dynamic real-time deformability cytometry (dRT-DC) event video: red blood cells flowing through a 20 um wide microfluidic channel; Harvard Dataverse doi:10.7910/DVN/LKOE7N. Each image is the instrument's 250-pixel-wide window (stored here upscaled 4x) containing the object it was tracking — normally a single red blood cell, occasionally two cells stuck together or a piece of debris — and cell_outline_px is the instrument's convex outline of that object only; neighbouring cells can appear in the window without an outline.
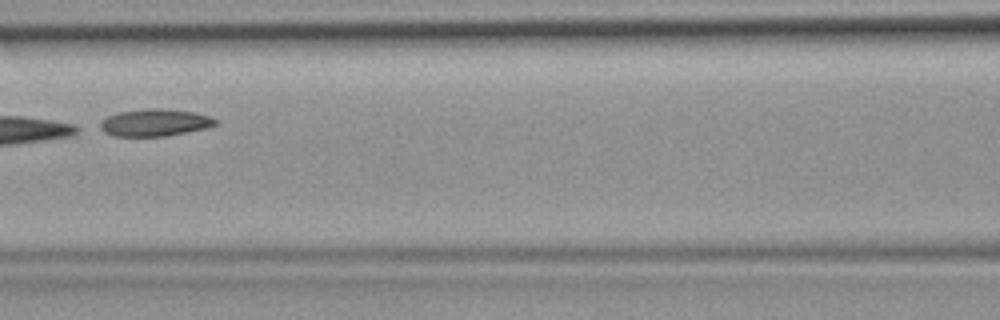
{"species": "common noctule bat (a hibernating species)", "species_latin": "Nyctalus noctula", "temperature_condition": "room temperature", "stored_images_in_passage": 5, "camera_frame_rate_fps": 3000, "um_per_image_px": 0.085, "animal": {"sex": "female", "body_mass_g": 19.9}, "frame": {"image": 1, "passage_image": 4, "time_ms": 1.0, "image_size_px": [1000, 320], "cell_outline_px": [[216, 124], [204, 128], [168, 136], [112, 136], [96, 128], [100, 120], [108, 116], [120, 112], [148, 108], [164, 108], [196, 112], [208, 116], [216, 120]], "centroid_in_image_um": [13.08, 10.42], "position_along_channel_um": 153.5, "area_um2": 18.38}}